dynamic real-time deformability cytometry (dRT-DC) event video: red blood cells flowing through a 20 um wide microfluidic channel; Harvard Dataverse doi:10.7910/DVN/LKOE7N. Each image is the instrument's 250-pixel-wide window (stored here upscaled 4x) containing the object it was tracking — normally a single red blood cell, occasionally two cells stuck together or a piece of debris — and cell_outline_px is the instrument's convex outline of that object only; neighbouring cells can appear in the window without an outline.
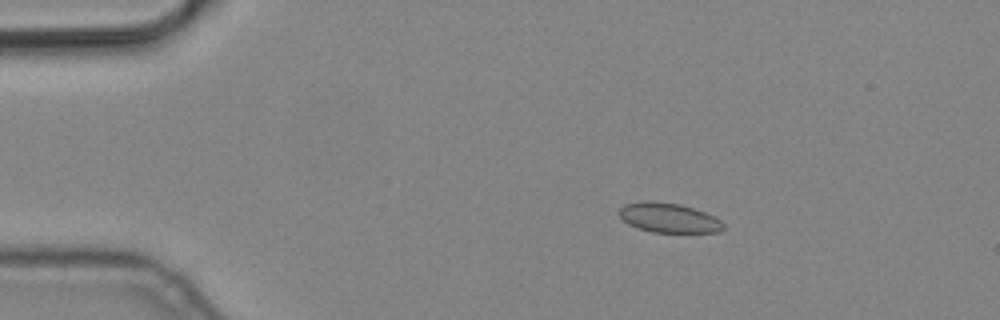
{"species": "common noctule bat (a hibernating species)", "species_latin": "Nyctalus noctula", "temperature_condition": "cold", "stored_images_in_passage": 5, "segment_of_instrument_passage": [1, 2], "camera_frame_rate_fps": 3000, "um_per_image_px": 0.085, "animal": {"sex": "male", "body_mass_g": 19.2, "forearm_length_mm": 51.8}, "frame": {"image": 1, "passage_image": 2, "time_ms": 0.333, "image_size_px": [1000, 320], "cell_outline_px": [[724, 228], [720, 232], [652, 232], [636, 228], [628, 224], [620, 216], [620, 208], [624, 204], [648, 200], [680, 204], [704, 212], [720, 220], [724, 224]], "centroid_in_image_um": [56.83, 18.51], "position_along_channel_um": 28.2, "area_um2": 17.86}}